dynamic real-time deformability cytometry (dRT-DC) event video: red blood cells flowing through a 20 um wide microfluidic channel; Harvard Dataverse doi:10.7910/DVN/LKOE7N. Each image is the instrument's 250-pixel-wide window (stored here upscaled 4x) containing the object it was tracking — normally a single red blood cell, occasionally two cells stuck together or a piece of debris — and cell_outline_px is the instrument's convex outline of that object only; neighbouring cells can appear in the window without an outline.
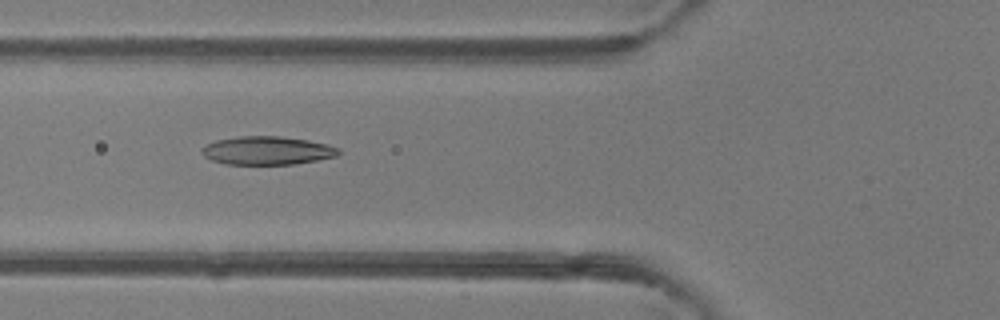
{"species": "common noctule bat (a hibernating species)", "species_latin": "Nyctalus noctula", "temperature_condition": "room temperature", "stored_images_in_passage": 7, "camera_frame_rate_fps": 3000, "um_per_image_px": 0.085, "animal": {"sex": "female"}, "frame": {"image": 1, "passage_image": 6, "time_ms": 1.667, "image_size_px": [1000, 320], "cell_outline_px": [[340, 152], [336, 156], [316, 160], [292, 164], [228, 164], [212, 160], [204, 156], [200, 152], [200, 148], [216, 140], [240, 136], [280, 136], [308, 140], [328, 144], [340, 148]], "centroid_in_image_um": [22.71, 12.79], "position_along_channel_um": 103.1, "area_um2": 22.54}}
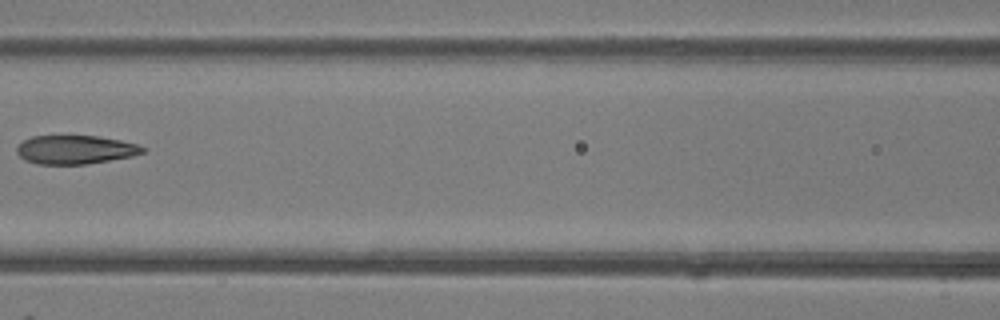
{"frame": {"image": 2, "passage_image": 7, "time_ms": 2.0, "image_size_px": [1000, 320], "cell_outline_px": [[144, 152], [132, 156], [88, 164], [36, 164], [24, 160], [16, 152], [16, 148], [24, 140], [32, 136], [96, 136], [120, 140], [136, 144], [144, 148]], "centroid_in_image_um": [6.37, 12.73], "position_along_channel_um": 160.2, "area_um2": 20.92}}